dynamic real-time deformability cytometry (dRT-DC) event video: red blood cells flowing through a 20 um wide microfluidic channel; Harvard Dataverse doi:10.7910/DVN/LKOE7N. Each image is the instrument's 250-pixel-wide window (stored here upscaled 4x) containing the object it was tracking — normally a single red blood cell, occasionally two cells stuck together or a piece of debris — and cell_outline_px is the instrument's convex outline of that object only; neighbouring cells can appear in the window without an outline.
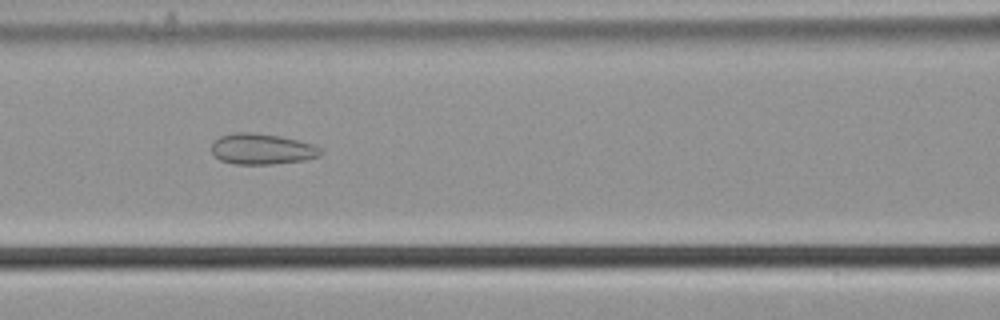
{"species": "common noctule bat (a hibernating species)", "species_latin": "Nyctalus noctula", "temperature_condition": "cold", "stored_images_in_passage": 41, "camera_frame_rate_fps": 3000, "um_per_image_px": 0.085, "animal": {"sex": "male", "body_mass_g": 21.5, "forearm_length_mm": 52.0}, "frame": {"image": 1, "passage_image": 10, "time_ms": 3.0, "image_size_px": [1000, 320], "cell_outline_px": [[324, 152], [320, 156], [304, 160], [272, 164], [236, 164], [220, 160], [212, 152], [212, 144], [220, 136], [236, 132], [252, 132], [280, 136], [312, 144], [320, 148]], "centroid_in_image_um": [22.28, 12.67], "position_along_channel_um": 144.3, "area_um2": 19.48}}
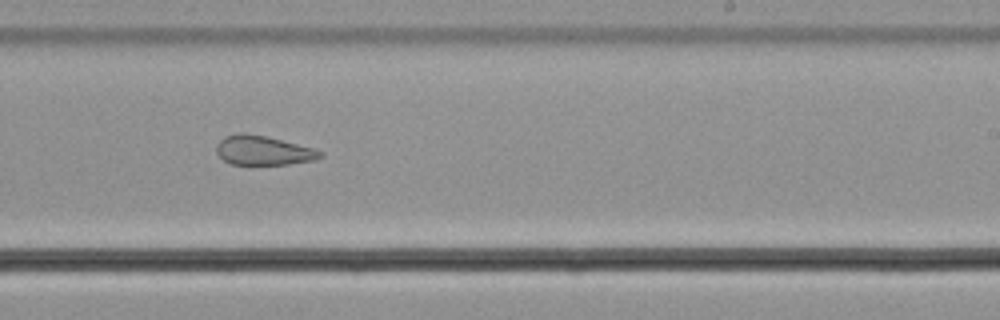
{"frame": {"image": 2, "passage_image": 20, "time_ms": 6.333, "image_size_px": [1000, 320], "cell_outline_px": [[324, 156], [316, 160], [288, 164], [232, 164], [224, 160], [216, 152], [216, 144], [224, 136], [236, 132], [244, 132], [264, 136], [316, 148], [324, 152]], "centroid_in_image_um": [22.4, 12.77], "position_along_channel_um": 266.6, "area_um2": 17.92}}
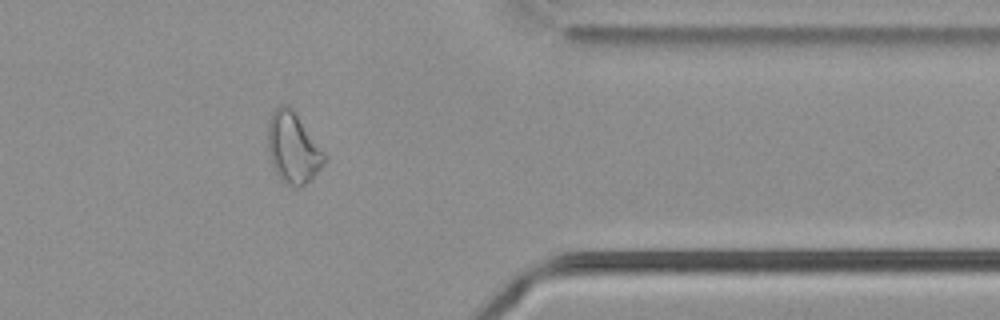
{"frame": {"image": 3, "passage_image": 31, "time_ms": 10.0, "image_size_px": [1000, 320], "cell_outline_px": [[328, 156], [324, 164], [300, 188], [292, 188], [284, 184], [276, 176], [272, 168], [268, 152], [268, 124], [272, 112], [280, 104], [288, 104], [292, 108]], "centroid_in_image_um": [24.89, 12.59], "position_along_channel_um": 386.5, "area_um2": 23.7}, "authors_computed_cell_mechanics": {"area_um2": 20.519, "velocity_mm_per_s": 3.6776, "shape_relaxation_time_tau1_ms": null, "shape_relaxation_time_tau2_ms": 2.7071, "deformation_change_tau1": null, "deformation_change_tau2": 0.0946}}